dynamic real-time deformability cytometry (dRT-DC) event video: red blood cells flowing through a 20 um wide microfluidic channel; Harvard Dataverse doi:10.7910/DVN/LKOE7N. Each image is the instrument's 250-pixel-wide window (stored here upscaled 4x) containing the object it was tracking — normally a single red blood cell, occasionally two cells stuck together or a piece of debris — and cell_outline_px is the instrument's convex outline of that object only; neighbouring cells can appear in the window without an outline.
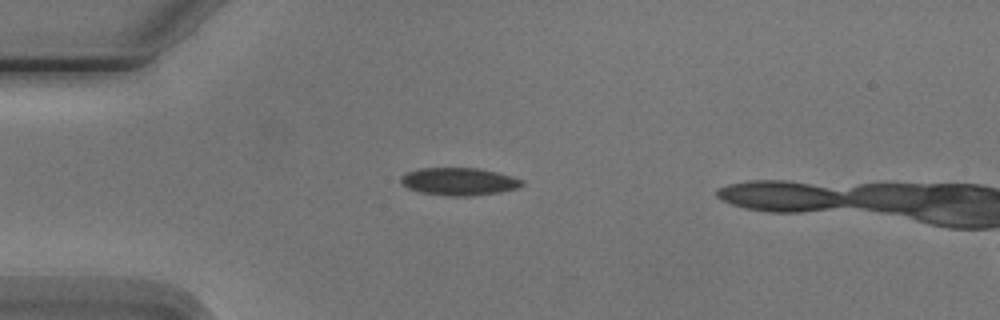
{"species": "Egyptian fruit bat (a non-hibernating species)", "species_latin": "Rousettus aegyptiacus", "temperature_condition": "cold", "stored_images_in_passage": 6, "camera_frame_rate_fps": 3000, "um_per_image_px": 0.085, "animal": {"sex": "male"}, "frame": {"image": 1, "passage_image": 3, "time_ms": 2.333, "image_size_px": [1000, 320], "cell_outline_px": [[524, 184], [516, 188], [500, 192], [472, 196], [448, 196], [420, 192], [408, 188], [400, 180], [400, 176], [408, 172], [420, 168], [480, 168], [512, 176], [524, 180]], "centroid_in_image_um": [39.03, 15.43], "position_along_channel_um": 46.0, "area_um2": 19.48}}
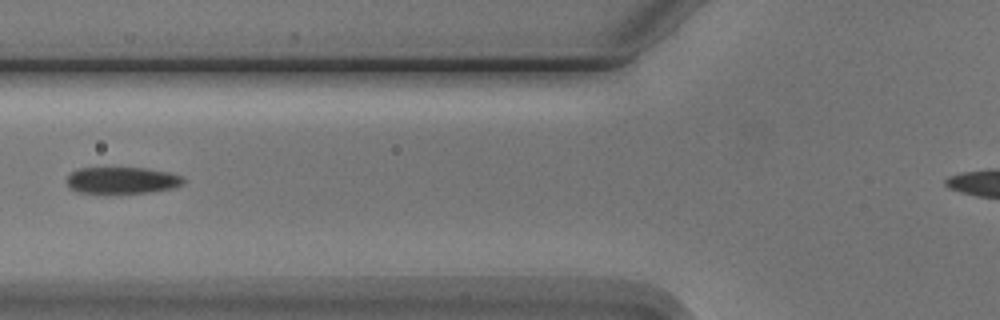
{"frame": {"image": 2, "passage_image": 5, "time_ms": 4.667, "image_size_px": [1000, 320], "cell_outline_px": [[188, 180], [184, 184], [176, 188], [148, 192], [112, 196], [104, 196], [76, 192], [68, 188], [68, 176], [72, 172], [80, 168], [144, 168], [168, 172], [184, 176]], "centroid_in_image_um": [10.39, 15.39], "position_along_channel_um": 115.4, "area_um2": 19.19}}
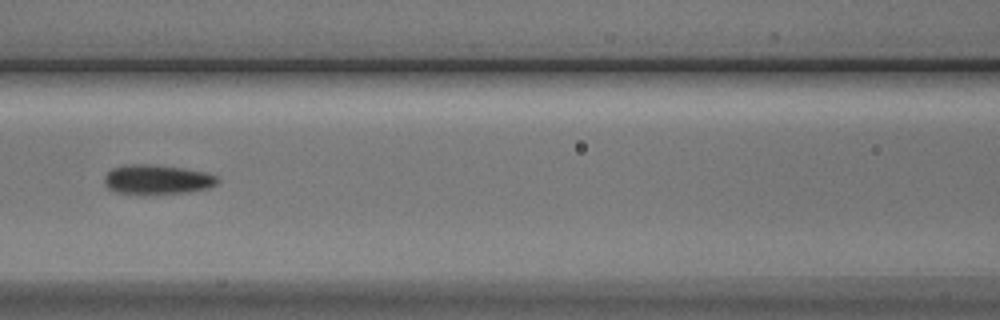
{"frame": {"image": 3, "passage_image": 6, "time_ms": 5.667, "image_size_px": [1000, 320], "cell_outline_px": [[220, 180], [216, 184], [208, 188], [188, 192], [116, 192], [108, 188], [104, 180], [104, 176], [112, 168], [124, 164], [152, 164], [184, 168], [204, 172], [216, 176]], "centroid_in_image_um": [13.36, 15.21], "position_along_channel_um": 153.2, "area_um2": 18.96}}